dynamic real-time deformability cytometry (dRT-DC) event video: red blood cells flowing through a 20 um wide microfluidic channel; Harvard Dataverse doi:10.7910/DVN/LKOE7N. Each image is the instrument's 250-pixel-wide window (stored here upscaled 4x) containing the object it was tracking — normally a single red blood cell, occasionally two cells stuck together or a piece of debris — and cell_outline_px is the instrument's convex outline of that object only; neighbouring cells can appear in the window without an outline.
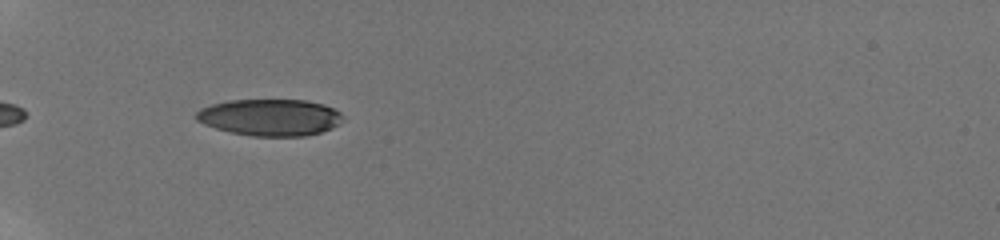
{"species": "human", "species_latin": "Homo sapiens", "temperature_condition": "room temperature", "stored_images_in_passage": 8, "camera_frame_rate_fps": 3000, "um_per_image_px": 0.085, "donor": {"sex": "male"}, "frame": {"image": 1, "passage_image": 1, "time_ms": 0.0, "image_size_px": [1000, 240], "cell_outline_px": [[344, 120], [332, 128], [320, 132], [304, 136], [252, 136], [232, 132], [216, 128], [204, 124], [196, 120], [196, 112], [200, 108], [212, 104], [228, 100], [308, 100], [324, 104], [340, 112], [344, 116]], "centroid_in_image_um": [22.97, 9.97], "position_along_channel_um": 62.0, "area_um2": 31.44}}
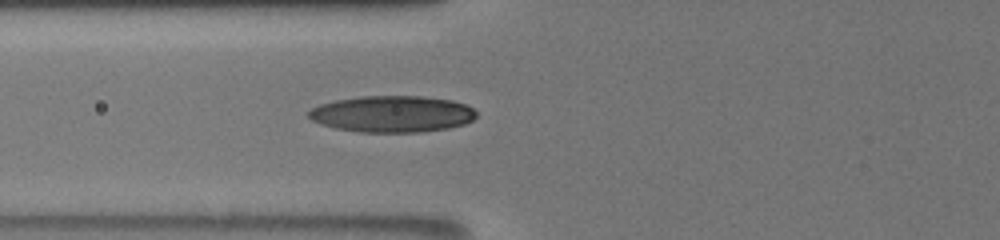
{"frame": {"image": 2, "passage_image": 3, "time_ms": 0.667, "image_size_px": [1000, 240], "cell_outline_px": [[476, 116], [472, 120], [464, 124], [448, 128], [420, 132], [360, 132], [336, 128], [320, 124], [312, 120], [308, 116], [308, 112], [312, 108], [320, 104], [336, 100], [360, 96], [424, 96], [452, 100], [468, 104], [476, 112]], "centroid_in_image_um": [33.35, 9.68], "position_along_channel_um": 92.4, "area_um2": 35.78}}